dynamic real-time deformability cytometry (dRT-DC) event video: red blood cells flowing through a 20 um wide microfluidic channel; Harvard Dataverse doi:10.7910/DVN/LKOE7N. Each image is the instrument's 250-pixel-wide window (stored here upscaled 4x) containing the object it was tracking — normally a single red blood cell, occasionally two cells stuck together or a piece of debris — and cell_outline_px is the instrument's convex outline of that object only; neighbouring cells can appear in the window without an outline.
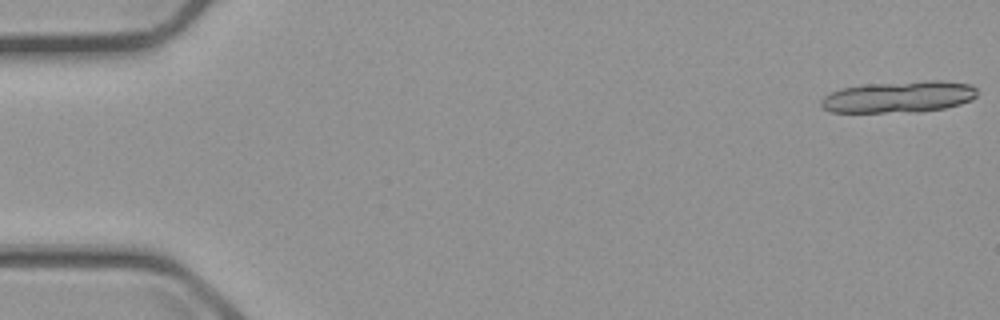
{"species": "common noctule bat (a hibernating species)", "species_latin": "Nyctalus noctula", "temperature_condition": "cold", "stored_images_in_passage": 5, "camera_frame_rate_fps": 3000, "um_per_image_px": 0.085, "animal": {"sex": "male", "body_mass_g": 23.1, "forearm_length_mm": 52.7}, "frame": {"image": 1, "passage_image": 1, "time_ms": 0.0, "image_size_px": [1000, 320], "cell_outline_px": [[976, 96], [972, 100], [960, 104], [944, 108], [916, 112], [832, 112], [824, 108], [820, 104], [820, 100], [824, 96], [840, 88], [860, 84], [924, 80], [944, 80], [972, 84], [976, 88]], "centroid_in_image_um": [76.42, 8.21], "position_along_channel_um": 8.6, "area_um2": 29.13}}